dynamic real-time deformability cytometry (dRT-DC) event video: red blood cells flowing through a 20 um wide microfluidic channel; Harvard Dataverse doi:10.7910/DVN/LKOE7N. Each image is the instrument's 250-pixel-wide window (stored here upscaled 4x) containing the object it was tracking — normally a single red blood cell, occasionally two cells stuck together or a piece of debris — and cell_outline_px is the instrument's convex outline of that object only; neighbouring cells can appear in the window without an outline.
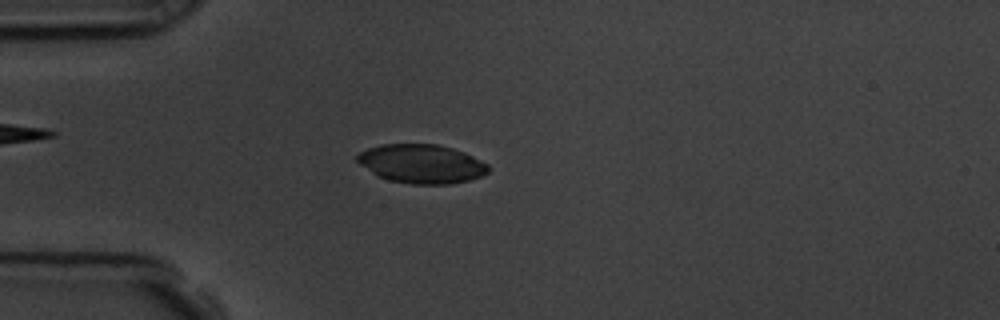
{"species": "common noctule bat (a hibernating species)", "species_latin": "Nyctalus noctula", "temperature_condition": "room temperature", "stored_images_in_passage": 56, "camera_frame_rate_fps": 3000, "um_per_image_px": 0.085, "animal": {"sex": "male", "body_mass_g": 19.5, "forearm_length_mm": 54.6}, "frame": {"image": 1, "passage_image": 15, "time_ms": 4.667, "image_size_px": [1000, 320], "cell_outline_px": [[488, 172], [480, 176], [468, 180], [452, 184], [412, 184], [388, 180], [376, 176], [360, 164], [356, 160], [356, 156], [360, 152], [368, 148], [380, 144], [436, 144], [452, 148], [464, 152], [488, 164]], "centroid_in_image_um": [35.8, 13.92], "position_along_channel_um": 49.2, "area_um2": 29.71}}
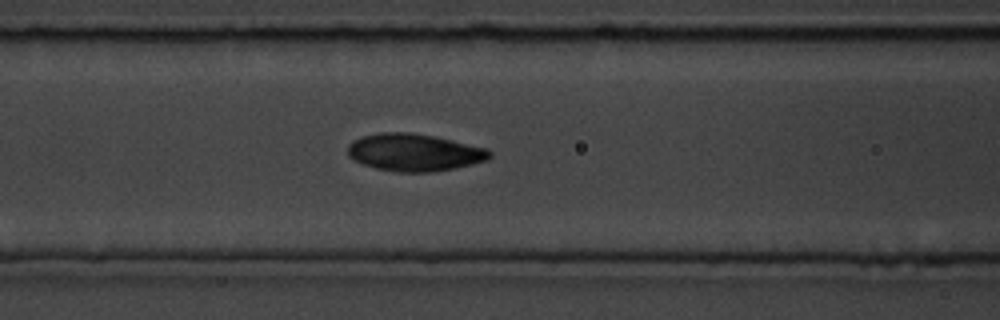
{"frame": {"image": 2, "passage_image": 23, "time_ms": 7.333, "image_size_px": [1000, 320], "cell_outline_px": [[492, 156], [488, 160], [456, 168], [432, 172], [396, 172], [376, 168], [364, 164], [348, 156], [348, 144], [352, 140], [360, 136], [380, 132], [408, 132], [432, 136], [452, 140], [488, 148], [492, 152]], "centroid_in_image_um": [35.22, 12.95], "position_along_channel_um": 131.4, "area_um2": 31.04}}
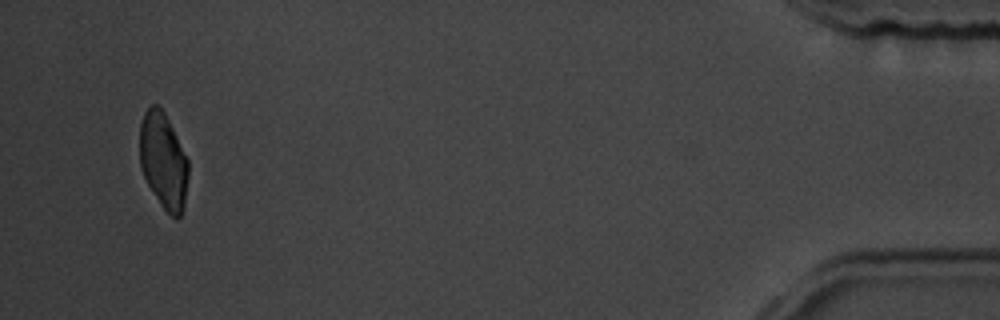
{"frame": {"image": 3, "passage_image": 54, "time_ms": 17.667, "image_size_px": [1000, 320], "cell_outline_px": [[188, 176], [184, 208], [180, 216], [176, 220], [160, 204], [148, 184], [140, 168], [140, 124], [144, 112], [152, 104], [156, 104], [164, 112], [188, 160]], "centroid_in_image_um": [13.88, 13.68], "position_along_channel_um": 421.3, "area_um2": 26.99}, "authors_computed_cell_mechanics": {"area_um2": 29.7381, "velocity_mm_per_s": 3.5789, "shape_relaxation_time_tau1_ms": 4.2901, "shape_relaxation_time_tau2_ms": 1.4849, "deformation_change_tau1": 0.1005, "deformation_change_tau2": 0.0533}}